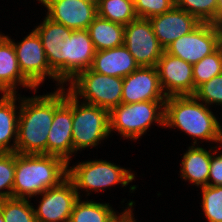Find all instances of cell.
Instances as JSON below:
<instances>
[{"mask_svg": "<svg viewBox=\"0 0 222 222\" xmlns=\"http://www.w3.org/2000/svg\"><path fill=\"white\" fill-rule=\"evenodd\" d=\"M202 208L208 222H222V186H203Z\"/></svg>", "mask_w": 222, "mask_h": 222, "instance_id": "83f0119b", "label": "cell"}, {"mask_svg": "<svg viewBox=\"0 0 222 222\" xmlns=\"http://www.w3.org/2000/svg\"><path fill=\"white\" fill-rule=\"evenodd\" d=\"M134 202L129 201L128 203V208L124 209L122 214H119L113 222H136L135 218H133V213H132V207H133Z\"/></svg>", "mask_w": 222, "mask_h": 222, "instance_id": "d6a6232c", "label": "cell"}, {"mask_svg": "<svg viewBox=\"0 0 222 222\" xmlns=\"http://www.w3.org/2000/svg\"><path fill=\"white\" fill-rule=\"evenodd\" d=\"M97 15L125 26L138 18L133 0H96Z\"/></svg>", "mask_w": 222, "mask_h": 222, "instance_id": "cb8c5ba5", "label": "cell"}, {"mask_svg": "<svg viewBox=\"0 0 222 222\" xmlns=\"http://www.w3.org/2000/svg\"><path fill=\"white\" fill-rule=\"evenodd\" d=\"M222 45V25L201 23L167 46L165 52L190 64L198 63Z\"/></svg>", "mask_w": 222, "mask_h": 222, "instance_id": "30bf717a", "label": "cell"}, {"mask_svg": "<svg viewBox=\"0 0 222 222\" xmlns=\"http://www.w3.org/2000/svg\"><path fill=\"white\" fill-rule=\"evenodd\" d=\"M74 184L79 195V189L99 192L104 188L121 184L128 185L135 178V175L125 168L105 160L86 161L68 169L67 176Z\"/></svg>", "mask_w": 222, "mask_h": 222, "instance_id": "ba28073f", "label": "cell"}, {"mask_svg": "<svg viewBox=\"0 0 222 222\" xmlns=\"http://www.w3.org/2000/svg\"><path fill=\"white\" fill-rule=\"evenodd\" d=\"M14 173L15 152H0V202L12 198Z\"/></svg>", "mask_w": 222, "mask_h": 222, "instance_id": "f1b7e54d", "label": "cell"}, {"mask_svg": "<svg viewBox=\"0 0 222 222\" xmlns=\"http://www.w3.org/2000/svg\"><path fill=\"white\" fill-rule=\"evenodd\" d=\"M40 195V204L37 209L34 208L37 222H69L79 196L68 177L58 186L49 188Z\"/></svg>", "mask_w": 222, "mask_h": 222, "instance_id": "4fadbf2b", "label": "cell"}, {"mask_svg": "<svg viewBox=\"0 0 222 222\" xmlns=\"http://www.w3.org/2000/svg\"><path fill=\"white\" fill-rule=\"evenodd\" d=\"M156 67L139 66L123 78L121 103L132 104L142 101H166Z\"/></svg>", "mask_w": 222, "mask_h": 222, "instance_id": "2e32d148", "label": "cell"}, {"mask_svg": "<svg viewBox=\"0 0 222 222\" xmlns=\"http://www.w3.org/2000/svg\"><path fill=\"white\" fill-rule=\"evenodd\" d=\"M34 30L41 38L50 69L62 83L92 67L96 50L88 30H72L47 16Z\"/></svg>", "mask_w": 222, "mask_h": 222, "instance_id": "6da1fadb", "label": "cell"}, {"mask_svg": "<svg viewBox=\"0 0 222 222\" xmlns=\"http://www.w3.org/2000/svg\"><path fill=\"white\" fill-rule=\"evenodd\" d=\"M28 199L8 198L0 202L4 222H37L34 207Z\"/></svg>", "mask_w": 222, "mask_h": 222, "instance_id": "d4e9b609", "label": "cell"}, {"mask_svg": "<svg viewBox=\"0 0 222 222\" xmlns=\"http://www.w3.org/2000/svg\"><path fill=\"white\" fill-rule=\"evenodd\" d=\"M72 121L73 95L59 87L54 92V116L47 137V154L63 158L68 168L73 154Z\"/></svg>", "mask_w": 222, "mask_h": 222, "instance_id": "9c48e42d", "label": "cell"}, {"mask_svg": "<svg viewBox=\"0 0 222 222\" xmlns=\"http://www.w3.org/2000/svg\"><path fill=\"white\" fill-rule=\"evenodd\" d=\"M30 89L36 88L22 75L20 71L13 40L0 34V88L6 94H16V85Z\"/></svg>", "mask_w": 222, "mask_h": 222, "instance_id": "ac0fdd59", "label": "cell"}, {"mask_svg": "<svg viewBox=\"0 0 222 222\" xmlns=\"http://www.w3.org/2000/svg\"><path fill=\"white\" fill-rule=\"evenodd\" d=\"M48 10L46 16L72 30H87L97 16L96 0H38Z\"/></svg>", "mask_w": 222, "mask_h": 222, "instance_id": "5bb4252c", "label": "cell"}, {"mask_svg": "<svg viewBox=\"0 0 222 222\" xmlns=\"http://www.w3.org/2000/svg\"><path fill=\"white\" fill-rule=\"evenodd\" d=\"M67 89L74 97L109 112L121 104L123 78L97 73L91 68L79 72Z\"/></svg>", "mask_w": 222, "mask_h": 222, "instance_id": "5b68a950", "label": "cell"}, {"mask_svg": "<svg viewBox=\"0 0 222 222\" xmlns=\"http://www.w3.org/2000/svg\"><path fill=\"white\" fill-rule=\"evenodd\" d=\"M199 101V102H198ZM164 126L178 128L198 140L222 144V126L209 110L194 95L169 96L164 103Z\"/></svg>", "mask_w": 222, "mask_h": 222, "instance_id": "3957f363", "label": "cell"}, {"mask_svg": "<svg viewBox=\"0 0 222 222\" xmlns=\"http://www.w3.org/2000/svg\"><path fill=\"white\" fill-rule=\"evenodd\" d=\"M156 68L166 97L194 95L192 64L164 51Z\"/></svg>", "mask_w": 222, "mask_h": 222, "instance_id": "9a60e30c", "label": "cell"}, {"mask_svg": "<svg viewBox=\"0 0 222 222\" xmlns=\"http://www.w3.org/2000/svg\"><path fill=\"white\" fill-rule=\"evenodd\" d=\"M123 45L139 66L156 67L165 49L154 34L149 19L136 18L125 25Z\"/></svg>", "mask_w": 222, "mask_h": 222, "instance_id": "7c38bea8", "label": "cell"}, {"mask_svg": "<svg viewBox=\"0 0 222 222\" xmlns=\"http://www.w3.org/2000/svg\"><path fill=\"white\" fill-rule=\"evenodd\" d=\"M81 103V104H80ZM110 134L109 111L96 105L79 102L73 96V153L94 147Z\"/></svg>", "mask_w": 222, "mask_h": 222, "instance_id": "52a82bcc", "label": "cell"}, {"mask_svg": "<svg viewBox=\"0 0 222 222\" xmlns=\"http://www.w3.org/2000/svg\"><path fill=\"white\" fill-rule=\"evenodd\" d=\"M182 158L180 170L182 179L189 180L197 186H207L211 153L198 145L197 147L192 145Z\"/></svg>", "mask_w": 222, "mask_h": 222, "instance_id": "ffe728a7", "label": "cell"}, {"mask_svg": "<svg viewBox=\"0 0 222 222\" xmlns=\"http://www.w3.org/2000/svg\"><path fill=\"white\" fill-rule=\"evenodd\" d=\"M208 185L222 186V154H219L218 156L216 155L214 156L211 153V163H210V168H209Z\"/></svg>", "mask_w": 222, "mask_h": 222, "instance_id": "1f68e13d", "label": "cell"}, {"mask_svg": "<svg viewBox=\"0 0 222 222\" xmlns=\"http://www.w3.org/2000/svg\"><path fill=\"white\" fill-rule=\"evenodd\" d=\"M194 96L205 105H222V74L216 75L200 85Z\"/></svg>", "mask_w": 222, "mask_h": 222, "instance_id": "f546056e", "label": "cell"}, {"mask_svg": "<svg viewBox=\"0 0 222 222\" xmlns=\"http://www.w3.org/2000/svg\"><path fill=\"white\" fill-rule=\"evenodd\" d=\"M218 0H175V6L196 17L201 23L217 24Z\"/></svg>", "mask_w": 222, "mask_h": 222, "instance_id": "4316f807", "label": "cell"}, {"mask_svg": "<svg viewBox=\"0 0 222 222\" xmlns=\"http://www.w3.org/2000/svg\"><path fill=\"white\" fill-rule=\"evenodd\" d=\"M117 216L109 203L81 201L79 198L73 207L69 222H113Z\"/></svg>", "mask_w": 222, "mask_h": 222, "instance_id": "603a6c76", "label": "cell"}, {"mask_svg": "<svg viewBox=\"0 0 222 222\" xmlns=\"http://www.w3.org/2000/svg\"><path fill=\"white\" fill-rule=\"evenodd\" d=\"M217 24L222 25V0L217 2Z\"/></svg>", "mask_w": 222, "mask_h": 222, "instance_id": "836d02e7", "label": "cell"}, {"mask_svg": "<svg viewBox=\"0 0 222 222\" xmlns=\"http://www.w3.org/2000/svg\"><path fill=\"white\" fill-rule=\"evenodd\" d=\"M16 97V94H3L0 98V152H16L19 119L16 112L19 97ZM11 139L14 141L9 145Z\"/></svg>", "mask_w": 222, "mask_h": 222, "instance_id": "44dd1931", "label": "cell"}, {"mask_svg": "<svg viewBox=\"0 0 222 222\" xmlns=\"http://www.w3.org/2000/svg\"><path fill=\"white\" fill-rule=\"evenodd\" d=\"M164 103L165 101L121 103L109 112L110 133L115 130L124 138L137 140L153 122L163 127Z\"/></svg>", "mask_w": 222, "mask_h": 222, "instance_id": "8992f818", "label": "cell"}, {"mask_svg": "<svg viewBox=\"0 0 222 222\" xmlns=\"http://www.w3.org/2000/svg\"><path fill=\"white\" fill-rule=\"evenodd\" d=\"M96 51L123 46L125 26L96 16L88 27Z\"/></svg>", "mask_w": 222, "mask_h": 222, "instance_id": "7402d4cb", "label": "cell"}, {"mask_svg": "<svg viewBox=\"0 0 222 222\" xmlns=\"http://www.w3.org/2000/svg\"><path fill=\"white\" fill-rule=\"evenodd\" d=\"M1 93L6 94L1 88H0Z\"/></svg>", "mask_w": 222, "mask_h": 222, "instance_id": "d590c367", "label": "cell"}, {"mask_svg": "<svg viewBox=\"0 0 222 222\" xmlns=\"http://www.w3.org/2000/svg\"><path fill=\"white\" fill-rule=\"evenodd\" d=\"M219 74H222V45L212 54L193 64L194 94L200 85Z\"/></svg>", "mask_w": 222, "mask_h": 222, "instance_id": "484cf974", "label": "cell"}, {"mask_svg": "<svg viewBox=\"0 0 222 222\" xmlns=\"http://www.w3.org/2000/svg\"><path fill=\"white\" fill-rule=\"evenodd\" d=\"M68 176V163L48 154L15 152V173L12 198L29 199L58 186Z\"/></svg>", "mask_w": 222, "mask_h": 222, "instance_id": "7a4b0ae2", "label": "cell"}, {"mask_svg": "<svg viewBox=\"0 0 222 222\" xmlns=\"http://www.w3.org/2000/svg\"><path fill=\"white\" fill-rule=\"evenodd\" d=\"M138 18L150 19L170 11L175 0H133Z\"/></svg>", "mask_w": 222, "mask_h": 222, "instance_id": "4dcf8cb0", "label": "cell"}, {"mask_svg": "<svg viewBox=\"0 0 222 222\" xmlns=\"http://www.w3.org/2000/svg\"><path fill=\"white\" fill-rule=\"evenodd\" d=\"M149 20L155 36L164 49L178 38L189 34L201 24L196 17L176 6L168 12L151 17Z\"/></svg>", "mask_w": 222, "mask_h": 222, "instance_id": "e0dca14e", "label": "cell"}, {"mask_svg": "<svg viewBox=\"0 0 222 222\" xmlns=\"http://www.w3.org/2000/svg\"><path fill=\"white\" fill-rule=\"evenodd\" d=\"M18 65L22 75L37 89L45 77L53 78L58 85L63 83L50 69L40 36L32 30L21 42L14 43Z\"/></svg>", "mask_w": 222, "mask_h": 222, "instance_id": "8fae6325", "label": "cell"}, {"mask_svg": "<svg viewBox=\"0 0 222 222\" xmlns=\"http://www.w3.org/2000/svg\"><path fill=\"white\" fill-rule=\"evenodd\" d=\"M16 152L47 154V137L54 116V92L21 98Z\"/></svg>", "mask_w": 222, "mask_h": 222, "instance_id": "277c9868", "label": "cell"}, {"mask_svg": "<svg viewBox=\"0 0 222 222\" xmlns=\"http://www.w3.org/2000/svg\"><path fill=\"white\" fill-rule=\"evenodd\" d=\"M0 222H4V218H3V216H2L1 211H0Z\"/></svg>", "mask_w": 222, "mask_h": 222, "instance_id": "e575fe53", "label": "cell"}, {"mask_svg": "<svg viewBox=\"0 0 222 222\" xmlns=\"http://www.w3.org/2000/svg\"><path fill=\"white\" fill-rule=\"evenodd\" d=\"M138 67L134 57L123 45L96 51L91 69L100 74L124 78Z\"/></svg>", "mask_w": 222, "mask_h": 222, "instance_id": "d6986e66", "label": "cell"}]
</instances>
